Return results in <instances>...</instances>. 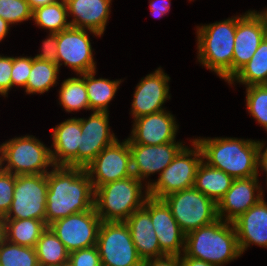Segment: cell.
Listing matches in <instances>:
<instances>
[{
  "mask_svg": "<svg viewBox=\"0 0 267 266\" xmlns=\"http://www.w3.org/2000/svg\"><path fill=\"white\" fill-rule=\"evenodd\" d=\"M59 74L58 65L32 56V68L24 92L28 95L47 93L59 84Z\"/></svg>",
  "mask_w": 267,
  "mask_h": 266,
  "instance_id": "obj_30",
  "label": "cell"
},
{
  "mask_svg": "<svg viewBox=\"0 0 267 266\" xmlns=\"http://www.w3.org/2000/svg\"><path fill=\"white\" fill-rule=\"evenodd\" d=\"M58 91V103L66 113L90 111L84 74L62 80Z\"/></svg>",
  "mask_w": 267,
  "mask_h": 266,
  "instance_id": "obj_29",
  "label": "cell"
},
{
  "mask_svg": "<svg viewBox=\"0 0 267 266\" xmlns=\"http://www.w3.org/2000/svg\"><path fill=\"white\" fill-rule=\"evenodd\" d=\"M266 36L264 21L257 10L249 9L237 15L233 48V76L250 61Z\"/></svg>",
  "mask_w": 267,
  "mask_h": 266,
  "instance_id": "obj_19",
  "label": "cell"
},
{
  "mask_svg": "<svg viewBox=\"0 0 267 266\" xmlns=\"http://www.w3.org/2000/svg\"><path fill=\"white\" fill-rule=\"evenodd\" d=\"M245 89L246 112L267 132V84L250 85Z\"/></svg>",
  "mask_w": 267,
  "mask_h": 266,
  "instance_id": "obj_34",
  "label": "cell"
},
{
  "mask_svg": "<svg viewBox=\"0 0 267 266\" xmlns=\"http://www.w3.org/2000/svg\"><path fill=\"white\" fill-rule=\"evenodd\" d=\"M15 189V175L0 169V217H5L10 210Z\"/></svg>",
  "mask_w": 267,
  "mask_h": 266,
  "instance_id": "obj_36",
  "label": "cell"
},
{
  "mask_svg": "<svg viewBox=\"0 0 267 266\" xmlns=\"http://www.w3.org/2000/svg\"><path fill=\"white\" fill-rule=\"evenodd\" d=\"M237 15L196 26L197 62L228 82L233 77Z\"/></svg>",
  "mask_w": 267,
  "mask_h": 266,
  "instance_id": "obj_3",
  "label": "cell"
},
{
  "mask_svg": "<svg viewBox=\"0 0 267 266\" xmlns=\"http://www.w3.org/2000/svg\"><path fill=\"white\" fill-rule=\"evenodd\" d=\"M57 44L58 33H48L46 38L42 40L41 48L38 51L39 53L33 57L58 65Z\"/></svg>",
  "mask_w": 267,
  "mask_h": 266,
  "instance_id": "obj_39",
  "label": "cell"
},
{
  "mask_svg": "<svg viewBox=\"0 0 267 266\" xmlns=\"http://www.w3.org/2000/svg\"><path fill=\"white\" fill-rule=\"evenodd\" d=\"M203 161L233 179L257 176L259 140L236 137H195Z\"/></svg>",
  "mask_w": 267,
  "mask_h": 266,
  "instance_id": "obj_2",
  "label": "cell"
},
{
  "mask_svg": "<svg viewBox=\"0 0 267 266\" xmlns=\"http://www.w3.org/2000/svg\"><path fill=\"white\" fill-rule=\"evenodd\" d=\"M101 36L93 31L70 27L58 33L57 59L58 66H67L75 75L84 74L96 70L97 62L94 58L91 38Z\"/></svg>",
  "mask_w": 267,
  "mask_h": 266,
  "instance_id": "obj_11",
  "label": "cell"
},
{
  "mask_svg": "<svg viewBox=\"0 0 267 266\" xmlns=\"http://www.w3.org/2000/svg\"><path fill=\"white\" fill-rule=\"evenodd\" d=\"M257 13L262 17L264 24H265V28L267 30V8L265 7L260 12L257 11Z\"/></svg>",
  "mask_w": 267,
  "mask_h": 266,
  "instance_id": "obj_47",
  "label": "cell"
},
{
  "mask_svg": "<svg viewBox=\"0 0 267 266\" xmlns=\"http://www.w3.org/2000/svg\"><path fill=\"white\" fill-rule=\"evenodd\" d=\"M125 223L130 229L137 253L143 261L165 255L160 250L150 214L144 208L134 211Z\"/></svg>",
  "mask_w": 267,
  "mask_h": 266,
  "instance_id": "obj_24",
  "label": "cell"
},
{
  "mask_svg": "<svg viewBox=\"0 0 267 266\" xmlns=\"http://www.w3.org/2000/svg\"><path fill=\"white\" fill-rule=\"evenodd\" d=\"M149 8L152 15L157 18H163L171 9V0H149Z\"/></svg>",
  "mask_w": 267,
  "mask_h": 266,
  "instance_id": "obj_42",
  "label": "cell"
},
{
  "mask_svg": "<svg viewBox=\"0 0 267 266\" xmlns=\"http://www.w3.org/2000/svg\"><path fill=\"white\" fill-rule=\"evenodd\" d=\"M47 227L38 219H4V237L10 243L35 248Z\"/></svg>",
  "mask_w": 267,
  "mask_h": 266,
  "instance_id": "obj_27",
  "label": "cell"
},
{
  "mask_svg": "<svg viewBox=\"0 0 267 266\" xmlns=\"http://www.w3.org/2000/svg\"><path fill=\"white\" fill-rule=\"evenodd\" d=\"M257 176L234 179L231 187L217 203L218 218L233 222L241 214L258 203L265 190Z\"/></svg>",
  "mask_w": 267,
  "mask_h": 266,
  "instance_id": "obj_20",
  "label": "cell"
},
{
  "mask_svg": "<svg viewBox=\"0 0 267 266\" xmlns=\"http://www.w3.org/2000/svg\"><path fill=\"white\" fill-rule=\"evenodd\" d=\"M96 246L102 266H143L125 222L102 221Z\"/></svg>",
  "mask_w": 267,
  "mask_h": 266,
  "instance_id": "obj_9",
  "label": "cell"
},
{
  "mask_svg": "<svg viewBox=\"0 0 267 266\" xmlns=\"http://www.w3.org/2000/svg\"><path fill=\"white\" fill-rule=\"evenodd\" d=\"M60 266H73L71 262L68 260L67 262L62 263Z\"/></svg>",
  "mask_w": 267,
  "mask_h": 266,
  "instance_id": "obj_50",
  "label": "cell"
},
{
  "mask_svg": "<svg viewBox=\"0 0 267 266\" xmlns=\"http://www.w3.org/2000/svg\"><path fill=\"white\" fill-rule=\"evenodd\" d=\"M47 174L15 175V189L4 219H38L45 222Z\"/></svg>",
  "mask_w": 267,
  "mask_h": 266,
  "instance_id": "obj_10",
  "label": "cell"
},
{
  "mask_svg": "<svg viewBox=\"0 0 267 266\" xmlns=\"http://www.w3.org/2000/svg\"><path fill=\"white\" fill-rule=\"evenodd\" d=\"M5 239L4 237V218L0 217V243Z\"/></svg>",
  "mask_w": 267,
  "mask_h": 266,
  "instance_id": "obj_48",
  "label": "cell"
},
{
  "mask_svg": "<svg viewBox=\"0 0 267 266\" xmlns=\"http://www.w3.org/2000/svg\"><path fill=\"white\" fill-rule=\"evenodd\" d=\"M170 79L161 66L140 79L134 90L129 113L133 119L167 109L165 103L172 97L169 93Z\"/></svg>",
  "mask_w": 267,
  "mask_h": 266,
  "instance_id": "obj_14",
  "label": "cell"
},
{
  "mask_svg": "<svg viewBox=\"0 0 267 266\" xmlns=\"http://www.w3.org/2000/svg\"><path fill=\"white\" fill-rule=\"evenodd\" d=\"M51 157L55 166L78 167L81 118L71 117L51 128Z\"/></svg>",
  "mask_w": 267,
  "mask_h": 266,
  "instance_id": "obj_21",
  "label": "cell"
},
{
  "mask_svg": "<svg viewBox=\"0 0 267 266\" xmlns=\"http://www.w3.org/2000/svg\"><path fill=\"white\" fill-rule=\"evenodd\" d=\"M32 12L27 0H0V17L12 26L32 20Z\"/></svg>",
  "mask_w": 267,
  "mask_h": 266,
  "instance_id": "obj_35",
  "label": "cell"
},
{
  "mask_svg": "<svg viewBox=\"0 0 267 266\" xmlns=\"http://www.w3.org/2000/svg\"><path fill=\"white\" fill-rule=\"evenodd\" d=\"M12 27L11 24H9L7 21L3 20L0 17V42L8 36L9 31L11 30L10 28Z\"/></svg>",
  "mask_w": 267,
  "mask_h": 266,
  "instance_id": "obj_46",
  "label": "cell"
},
{
  "mask_svg": "<svg viewBox=\"0 0 267 266\" xmlns=\"http://www.w3.org/2000/svg\"><path fill=\"white\" fill-rule=\"evenodd\" d=\"M190 145H185L172 162L152 180L149 196L156 199L194 186L196 172L203 160L200 146L190 138Z\"/></svg>",
  "mask_w": 267,
  "mask_h": 266,
  "instance_id": "obj_7",
  "label": "cell"
},
{
  "mask_svg": "<svg viewBox=\"0 0 267 266\" xmlns=\"http://www.w3.org/2000/svg\"><path fill=\"white\" fill-rule=\"evenodd\" d=\"M112 0H74L67 5L71 27L103 36L111 14Z\"/></svg>",
  "mask_w": 267,
  "mask_h": 266,
  "instance_id": "obj_23",
  "label": "cell"
},
{
  "mask_svg": "<svg viewBox=\"0 0 267 266\" xmlns=\"http://www.w3.org/2000/svg\"><path fill=\"white\" fill-rule=\"evenodd\" d=\"M0 157L2 169L16 176L47 174L55 166L50 147L29 134L1 143Z\"/></svg>",
  "mask_w": 267,
  "mask_h": 266,
  "instance_id": "obj_6",
  "label": "cell"
},
{
  "mask_svg": "<svg viewBox=\"0 0 267 266\" xmlns=\"http://www.w3.org/2000/svg\"><path fill=\"white\" fill-rule=\"evenodd\" d=\"M97 70L84 73L85 87L89 100L90 110L97 112H110L109 104L116 96L123 79L110 80L95 77Z\"/></svg>",
  "mask_w": 267,
  "mask_h": 266,
  "instance_id": "obj_25",
  "label": "cell"
},
{
  "mask_svg": "<svg viewBox=\"0 0 267 266\" xmlns=\"http://www.w3.org/2000/svg\"><path fill=\"white\" fill-rule=\"evenodd\" d=\"M109 112L93 111L85 118L81 117V140L78 146V167L85 168L107 146L118 137L109 125Z\"/></svg>",
  "mask_w": 267,
  "mask_h": 266,
  "instance_id": "obj_17",
  "label": "cell"
},
{
  "mask_svg": "<svg viewBox=\"0 0 267 266\" xmlns=\"http://www.w3.org/2000/svg\"><path fill=\"white\" fill-rule=\"evenodd\" d=\"M233 180L222 170L211 167L202 160L196 172L194 187L218 203L231 187Z\"/></svg>",
  "mask_w": 267,
  "mask_h": 266,
  "instance_id": "obj_26",
  "label": "cell"
},
{
  "mask_svg": "<svg viewBox=\"0 0 267 266\" xmlns=\"http://www.w3.org/2000/svg\"><path fill=\"white\" fill-rule=\"evenodd\" d=\"M143 208L150 214L160 250L165 255L180 256L184 253L186 234L181 230L165 201L149 196Z\"/></svg>",
  "mask_w": 267,
  "mask_h": 266,
  "instance_id": "obj_16",
  "label": "cell"
},
{
  "mask_svg": "<svg viewBox=\"0 0 267 266\" xmlns=\"http://www.w3.org/2000/svg\"><path fill=\"white\" fill-rule=\"evenodd\" d=\"M180 264L181 266H217L211 263H208L203 260L191 258L187 256L185 253H182L180 256Z\"/></svg>",
  "mask_w": 267,
  "mask_h": 266,
  "instance_id": "obj_44",
  "label": "cell"
},
{
  "mask_svg": "<svg viewBox=\"0 0 267 266\" xmlns=\"http://www.w3.org/2000/svg\"><path fill=\"white\" fill-rule=\"evenodd\" d=\"M11 70L12 56L0 54V97H8L12 89Z\"/></svg>",
  "mask_w": 267,
  "mask_h": 266,
  "instance_id": "obj_40",
  "label": "cell"
},
{
  "mask_svg": "<svg viewBox=\"0 0 267 266\" xmlns=\"http://www.w3.org/2000/svg\"><path fill=\"white\" fill-rule=\"evenodd\" d=\"M68 19L67 6L58 2L39 7L32 12L34 24L47 33H59L70 28Z\"/></svg>",
  "mask_w": 267,
  "mask_h": 266,
  "instance_id": "obj_32",
  "label": "cell"
},
{
  "mask_svg": "<svg viewBox=\"0 0 267 266\" xmlns=\"http://www.w3.org/2000/svg\"><path fill=\"white\" fill-rule=\"evenodd\" d=\"M169 110L133 119L129 144L161 145L176 142L179 124Z\"/></svg>",
  "mask_w": 267,
  "mask_h": 266,
  "instance_id": "obj_18",
  "label": "cell"
},
{
  "mask_svg": "<svg viewBox=\"0 0 267 266\" xmlns=\"http://www.w3.org/2000/svg\"><path fill=\"white\" fill-rule=\"evenodd\" d=\"M72 1H74V0H56V2L63 4V5H66V6L68 4H70Z\"/></svg>",
  "mask_w": 267,
  "mask_h": 266,
  "instance_id": "obj_49",
  "label": "cell"
},
{
  "mask_svg": "<svg viewBox=\"0 0 267 266\" xmlns=\"http://www.w3.org/2000/svg\"><path fill=\"white\" fill-rule=\"evenodd\" d=\"M27 2L29 3L30 9L34 11L39 7L55 3L56 0H27Z\"/></svg>",
  "mask_w": 267,
  "mask_h": 266,
  "instance_id": "obj_45",
  "label": "cell"
},
{
  "mask_svg": "<svg viewBox=\"0 0 267 266\" xmlns=\"http://www.w3.org/2000/svg\"><path fill=\"white\" fill-rule=\"evenodd\" d=\"M32 68V57L31 56H12V70L11 80L13 87H26L30 71Z\"/></svg>",
  "mask_w": 267,
  "mask_h": 266,
  "instance_id": "obj_37",
  "label": "cell"
},
{
  "mask_svg": "<svg viewBox=\"0 0 267 266\" xmlns=\"http://www.w3.org/2000/svg\"><path fill=\"white\" fill-rule=\"evenodd\" d=\"M68 260L73 266H102L96 245L70 252Z\"/></svg>",
  "mask_w": 267,
  "mask_h": 266,
  "instance_id": "obj_38",
  "label": "cell"
},
{
  "mask_svg": "<svg viewBox=\"0 0 267 266\" xmlns=\"http://www.w3.org/2000/svg\"><path fill=\"white\" fill-rule=\"evenodd\" d=\"M185 145L180 140L161 145L129 144L133 175L149 188L151 175L158 173L159 177Z\"/></svg>",
  "mask_w": 267,
  "mask_h": 266,
  "instance_id": "obj_15",
  "label": "cell"
},
{
  "mask_svg": "<svg viewBox=\"0 0 267 266\" xmlns=\"http://www.w3.org/2000/svg\"><path fill=\"white\" fill-rule=\"evenodd\" d=\"M163 200L185 234L219 219L217 203L194 186L172 193Z\"/></svg>",
  "mask_w": 267,
  "mask_h": 266,
  "instance_id": "obj_8",
  "label": "cell"
},
{
  "mask_svg": "<svg viewBox=\"0 0 267 266\" xmlns=\"http://www.w3.org/2000/svg\"><path fill=\"white\" fill-rule=\"evenodd\" d=\"M35 250L39 266H60L69 259V252L49 226L38 239Z\"/></svg>",
  "mask_w": 267,
  "mask_h": 266,
  "instance_id": "obj_31",
  "label": "cell"
},
{
  "mask_svg": "<svg viewBox=\"0 0 267 266\" xmlns=\"http://www.w3.org/2000/svg\"><path fill=\"white\" fill-rule=\"evenodd\" d=\"M0 266H39L36 250L4 239L0 243Z\"/></svg>",
  "mask_w": 267,
  "mask_h": 266,
  "instance_id": "obj_33",
  "label": "cell"
},
{
  "mask_svg": "<svg viewBox=\"0 0 267 266\" xmlns=\"http://www.w3.org/2000/svg\"><path fill=\"white\" fill-rule=\"evenodd\" d=\"M102 220L95 208L54 221L49 225L67 251L73 252L97 245Z\"/></svg>",
  "mask_w": 267,
  "mask_h": 266,
  "instance_id": "obj_13",
  "label": "cell"
},
{
  "mask_svg": "<svg viewBox=\"0 0 267 266\" xmlns=\"http://www.w3.org/2000/svg\"><path fill=\"white\" fill-rule=\"evenodd\" d=\"M143 266H181L179 256L164 255L143 261Z\"/></svg>",
  "mask_w": 267,
  "mask_h": 266,
  "instance_id": "obj_41",
  "label": "cell"
},
{
  "mask_svg": "<svg viewBox=\"0 0 267 266\" xmlns=\"http://www.w3.org/2000/svg\"><path fill=\"white\" fill-rule=\"evenodd\" d=\"M47 173L45 223L94 208L95 190L82 167L54 166Z\"/></svg>",
  "mask_w": 267,
  "mask_h": 266,
  "instance_id": "obj_1",
  "label": "cell"
},
{
  "mask_svg": "<svg viewBox=\"0 0 267 266\" xmlns=\"http://www.w3.org/2000/svg\"><path fill=\"white\" fill-rule=\"evenodd\" d=\"M149 188L136 176L107 183L95 189L94 208L105 222H125L144 207Z\"/></svg>",
  "mask_w": 267,
  "mask_h": 266,
  "instance_id": "obj_5",
  "label": "cell"
},
{
  "mask_svg": "<svg viewBox=\"0 0 267 266\" xmlns=\"http://www.w3.org/2000/svg\"><path fill=\"white\" fill-rule=\"evenodd\" d=\"M184 253L217 266L242 256L233 222L222 219L187 233Z\"/></svg>",
  "mask_w": 267,
  "mask_h": 266,
  "instance_id": "obj_4",
  "label": "cell"
},
{
  "mask_svg": "<svg viewBox=\"0 0 267 266\" xmlns=\"http://www.w3.org/2000/svg\"><path fill=\"white\" fill-rule=\"evenodd\" d=\"M241 254L251 245L267 249V202L264 197L233 221Z\"/></svg>",
  "mask_w": 267,
  "mask_h": 266,
  "instance_id": "obj_22",
  "label": "cell"
},
{
  "mask_svg": "<svg viewBox=\"0 0 267 266\" xmlns=\"http://www.w3.org/2000/svg\"><path fill=\"white\" fill-rule=\"evenodd\" d=\"M234 87L267 84V36L262 40L253 57L228 82Z\"/></svg>",
  "mask_w": 267,
  "mask_h": 266,
  "instance_id": "obj_28",
  "label": "cell"
},
{
  "mask_svg": "<svg viewBox=\"0 0 267 266\" xmlns=\"http://www.w3.org/2000/svg\"><path fill=\"white\" fill-rule=\"evenodd\" d=\"M94 190L110 182L133 175L131 152L128 139L105 147L95 159L85 167Z\"/></svg>",
  "mask_w": 267,
  "mask_h": 266,
  "instance_id": "obj_12",
  "label": "cell"
},
{
  "mask_svg": "<svg viewBox=\"0 0 267 266\" xmlns=\"http://www.w3.org/2000/svg\"><path fill=\"white\" fill-rule=\"evenodd\" d=\"M266 142L267 141L259 140V148L257 154V178L259 179L260 176L259 171H263L266 174L265 183L267 188V143Z\"/></svg>",
  "mask_w": 267,
  "mask_h": 266,
  "instance_id": "obj_43",
  "label": "cell"
}]
</instances>
